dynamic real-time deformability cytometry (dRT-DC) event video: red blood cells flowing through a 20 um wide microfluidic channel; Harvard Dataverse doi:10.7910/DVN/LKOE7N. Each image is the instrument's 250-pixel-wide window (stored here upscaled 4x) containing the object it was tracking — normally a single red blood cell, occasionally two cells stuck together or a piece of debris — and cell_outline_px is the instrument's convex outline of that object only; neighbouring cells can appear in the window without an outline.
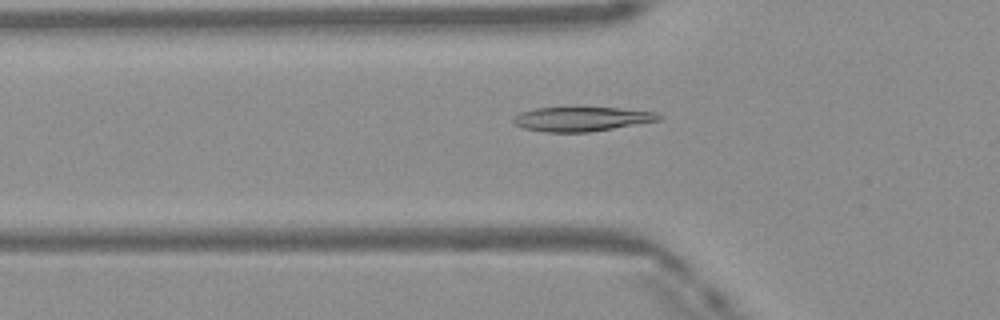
{"species": "Egyptian fruit bat (a non-hibernating species)", "species_latin": "Rousettus aegyptiacus", "temperature_condition": "warm", "stored_images_in_passage": 49, "camera_frame_rate_fps": 3000, "um_per_image_px": 0.085, "frame": {"image": 1, "passage_image": 17, "time_ms": 5.333, "image_size_px": [1000, 320], "cell_outline_px": [[664, 116], [660, 120], [588, 132], [544, 132], [524, 128], [516, 124], [512, 120], [512, 116], [520, 112], [536, 108], [620, 108], [656, 112]], "centroid_in_image_um": [49.43, 10.11], "position_along_channel_um": 76.4, "area_um2": 20.46}}
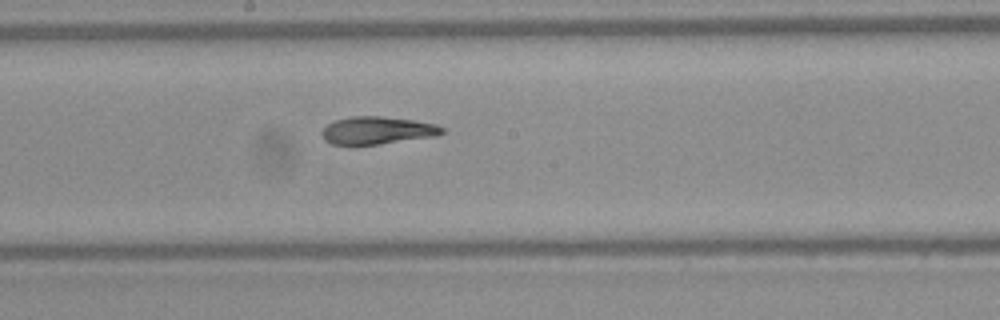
{"frame": {"image": 2, "passage_image": 27, "time_ms": 8.667, "image_size_px": [1000, 320], "cell_outline_px": [[444, 132], [436, 136], [380, 144], [332, 144], [324, 140], [324, 128], [328, 124], [336, 120], [352, 116], [380, 116], [412, 120], [436, 124], [444, 128]], "centroid_in_image_um": [32.11, 11.08], "position_along_channel_um": 216.1, "area_um2": 19.02}}
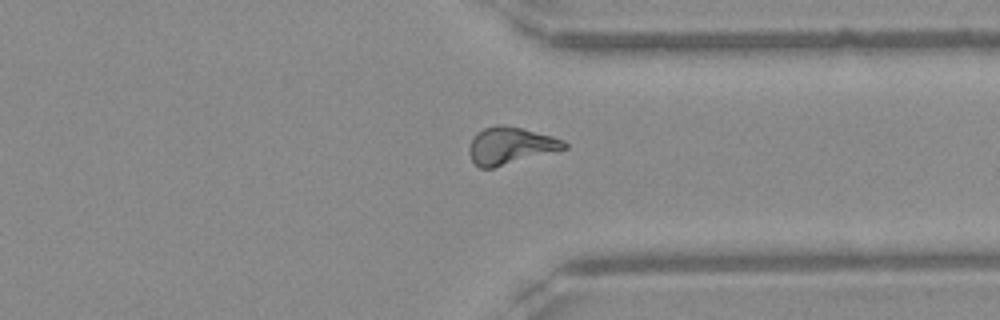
{"frame": {"image": 3, "passage_image": 38, "time_ms": 12.333, "image_size_px": [1000, 320], "cell_outline_px": [[568, 148], [492, 168], [480, 168], [472, 160], [468, 152], [468, 148], [476, 132], [484, 128], [496, 124], [504, 124], [552, 136], [564, 140], [568, 144]], "centroid_in_image_um": [43.37, 12.37], "position_along_channel_um": 368.0, "area_um2": 20.46}, "authors_computed_cell_mechanics": {"area_um2": 20.1144, "velocity_mm_per_s": 4.157, "shape_relaxation_time_tau1_ms": 6.8988, "shape_relaxation_time_tau2_ms": 5.3503, "deformation_change_tau1": 0.2236, "deformation_change_tau2": 0.0895}}